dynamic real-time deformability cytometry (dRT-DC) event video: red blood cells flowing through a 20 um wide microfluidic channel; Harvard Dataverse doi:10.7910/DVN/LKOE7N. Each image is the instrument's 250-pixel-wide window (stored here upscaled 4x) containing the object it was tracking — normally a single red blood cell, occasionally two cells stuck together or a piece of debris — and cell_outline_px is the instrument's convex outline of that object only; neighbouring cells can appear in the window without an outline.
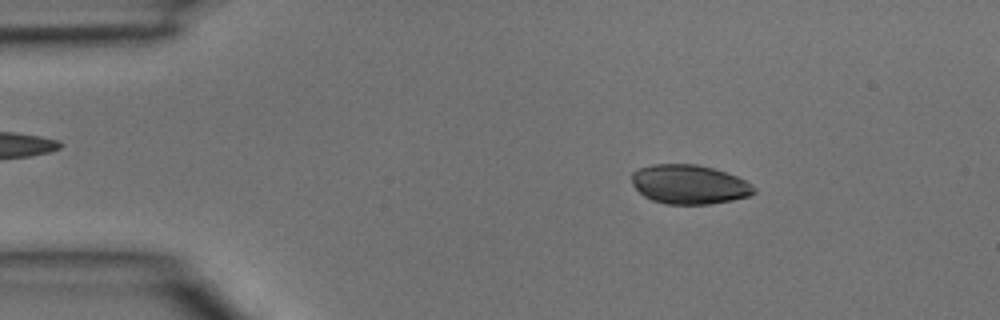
{"species": "common noctule bat (a hibernating species)", "species_latin": "Nyctalus noctula", "temperature_condition": "room temperature", "stored_images_in_passage": 3, "camera_frame_rate_fps": 3000, "um_per_image_px": 0.085, "animal": {"sex": "male", "body_mass_g": 15.6}, "frame": {"image": 1, "passage_image": 1, "time_ms": 0.0, "image_size_px": [1000, 320], "cell_outline_px": [[756, 192], [752, 196], [732, 200], [708, 204], [668, 204], [652, 200], [644, 196], [632, 184], [632, 172], [640, 168], [652, 164], [696, 164], [712, 168], [736, 176], [744, 180], [756, 188]], "centroid_in_image_um": [58.59, 15.68], "position_along_channel_um": 26.4, "area_um2": 27.86}}
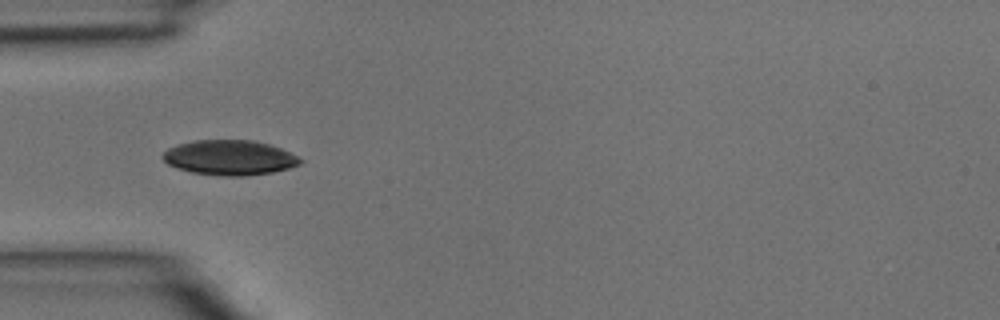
{"frame": {"image": 2, "passage_image": 3, "time_ms": 0.667, "image_size_px": [1000, 320], "cell_outline_px": [[304, 160], [300, 164], [288, 168], [272, 172], [244, 176], [224, 176], [192, 172], [176, 168], [168, 164], [160, 156], [168, 148], [176, 144], [196, 140], [256, 140], [280, 148]], "centroid_in_image_um": [19.48, 13.39], "position_along_channel_um": 65.5, "area_um2": 27.98}}